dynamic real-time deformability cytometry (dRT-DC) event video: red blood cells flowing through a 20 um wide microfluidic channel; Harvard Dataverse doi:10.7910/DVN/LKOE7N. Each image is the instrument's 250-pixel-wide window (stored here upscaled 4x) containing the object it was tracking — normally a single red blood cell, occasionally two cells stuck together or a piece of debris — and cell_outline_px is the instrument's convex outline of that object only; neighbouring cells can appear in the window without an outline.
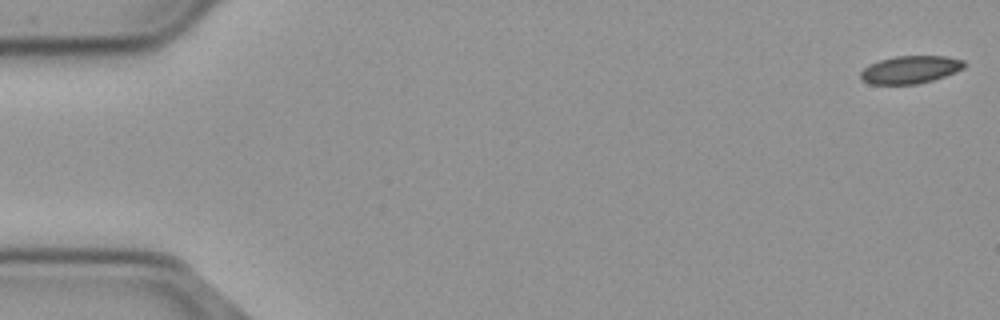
{"species": "common noctule bat (a hibernating species)", "species_latin": "Nyctalus noctula", "temperature_condition": "cold", "stored_images_in_passage": 56, "camera_frame_rate_fps": 3000, "um_per_image_px": 0.085, "animal": {"sex": "male", "body_mass_g": 23.1, "forearm_length_mm": 52.7}, "frame": {"image": 1, "passage_image": 1, "time_ms": 0.0, "image_size_px": [1000, 320], "cell_outline_px": [[964, 68], [956, 72], [932, 80], [916, 84], [868, 84], [860, 80], [860, 72], [868, 64], [880, 60], [896, 56], [944, 56], [964, 60]], "centroid_in_image_um": [77.33, 5.92], "position_along_channel_um": 7.7, "area_um2": 16.76}}
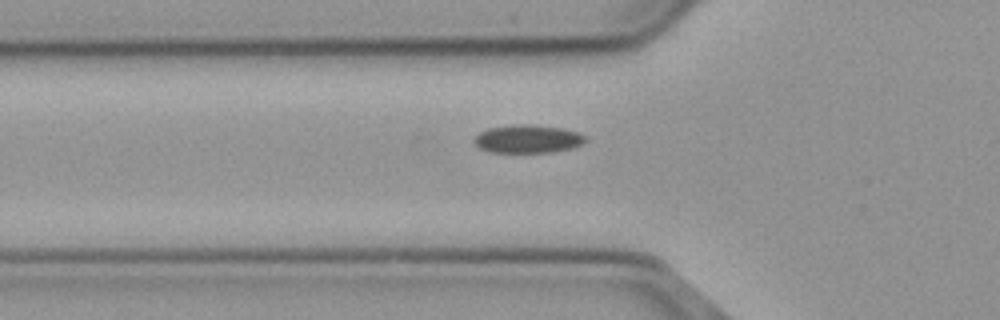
{"frame": {"image": 2, "passage_image": 19, "time_ms": 6.0, "image_size_px": [1000, 320], "cell_outline_px": [[584, 140], [580, 144], [572, 148], [552, 152], [488, 152], [480, 148], [472, 140], [480, 132], [488, 128], [512, 124], [528, 124], [560, 128], [580, 132], [584, 136]], "centroid_in_image_um": [44.82, 11.8], "position_along_channel_um": 81.0, "area_um2": 18.15}}
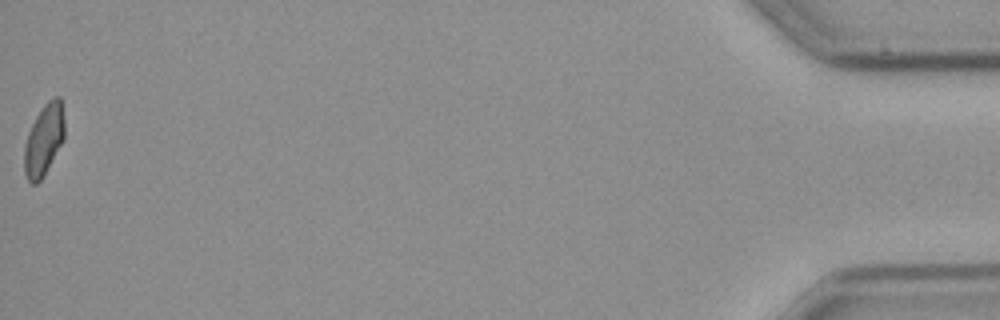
{"frame": {"image": 3, "passage_image": 56, "time_ms": 18.333, "image_size_px": [1000, 320], "cell_outline_px": [[64, 140], [44, 176], [36, 184], [32, 184], [28, 180], [24, 172], [24, 148], [28, 132], [36, 116], [44, 104], [52, 96], [60, 96], [64, 120]], "centroid_in_image_um": [3.74, 11.89], "position_along_channel_um": 431.5, "area_um2": 16.88}}